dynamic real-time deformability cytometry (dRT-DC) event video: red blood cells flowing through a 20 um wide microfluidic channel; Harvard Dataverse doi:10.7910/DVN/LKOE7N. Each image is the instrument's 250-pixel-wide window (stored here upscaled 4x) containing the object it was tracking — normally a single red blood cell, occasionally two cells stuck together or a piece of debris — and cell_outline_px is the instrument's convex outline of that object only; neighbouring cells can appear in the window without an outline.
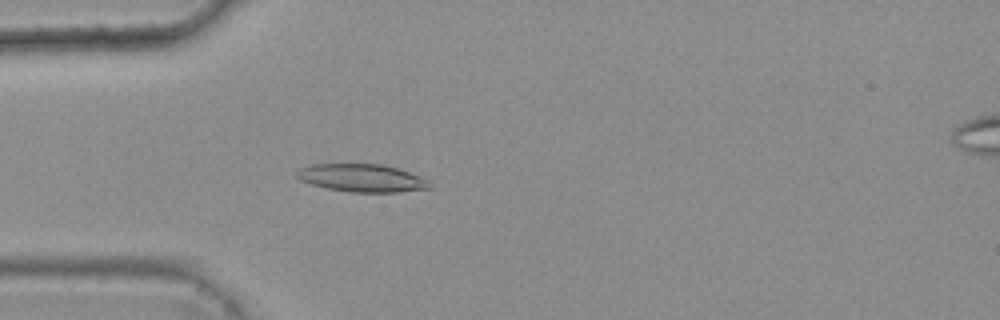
{"species": "common noctule bat (a hibernating species)", "species_latin": "Nyctalus noctula", "temperature_condition": "warm", "stored_images_in_passage": 1, "camera_frame_rate_fps": 3000, "um_per_image_px": 0.085, "animal": {"sex": "female", "body_mass_g": 25.1}, "frame": {"image": 1, "passage_image": 1, "time_ms": 0.0, "image_size_px": [1000, 320], "cell_outline_px": [[432, 188], [396, 192], [348, 192], [328, 188], [312, 184], [300, 180], [296, 176], [296, 172], [300, 168], [312, 164], [384, 164], [400, 168], [428, 180], [432, 184]], "centroid_in_image_um": [30.79, 15.12], "position_along_channel_um": 54.2, "area_um2": 21.62}}